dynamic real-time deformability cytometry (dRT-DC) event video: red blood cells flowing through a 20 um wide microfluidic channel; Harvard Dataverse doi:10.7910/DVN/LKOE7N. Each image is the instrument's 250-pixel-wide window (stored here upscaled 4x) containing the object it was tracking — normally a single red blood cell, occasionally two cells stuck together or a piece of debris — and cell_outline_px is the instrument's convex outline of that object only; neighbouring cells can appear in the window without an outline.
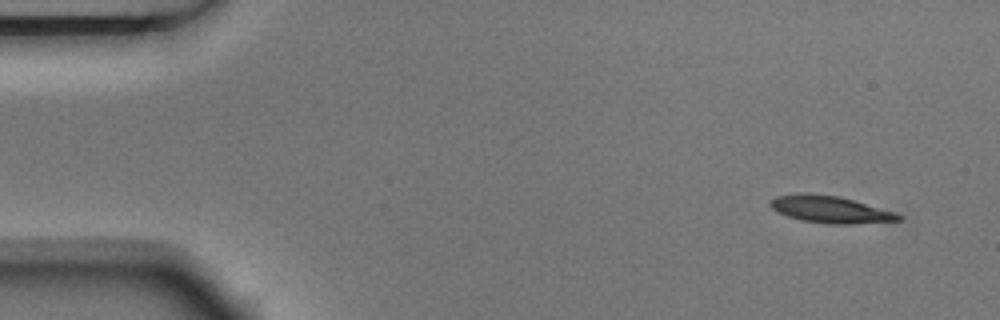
{"species": "Egyptian fruit bat (a non-hibernating species)", "species_latin": "Rousettus aegyptiacus", "temperature_condition": "room temperature", "stored_images_in_passage": 6, "camera_frame_rate_fps": 3000, "um_per_image_px": 0.085, "animal": {"sex": "male"}, "frame": {"image": 1, "passage_image": 1, "time_ms": 0.0, "image_size_px": [1000, 320], "cell_outline_px": [[900, 220], [852, 224], [828, 224], [804, 220], [788, 216], [772, 208], [768, 204], [776, 196], [804, 192], [840, 196], [896, 212], [900, 216]], "centroid_in_image_um": [70.57, 17.79], "position_along_channel_um": 14.4, "area_um2": 20.0}}
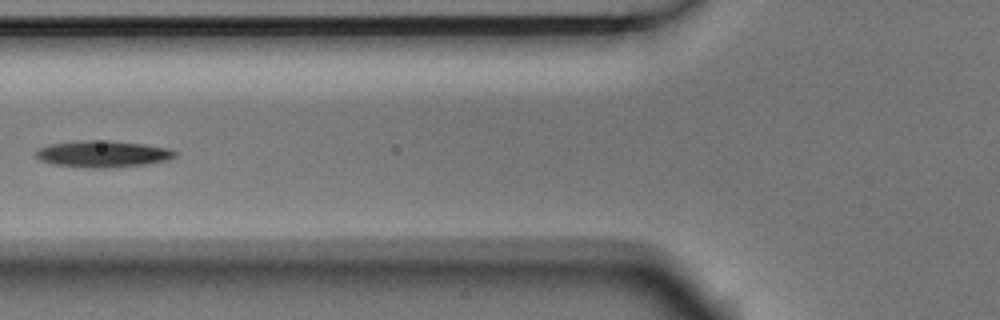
{"frame": {"image": 2, "passage_image": 5, "time_ms": 1.333, "image_size_px": [1000, 320], "cell_outline_px": [[180, 152], [176, 156], [168, 160], [148, 164], [108, 168], [88, 168], [56, 164], [40, 160], [36, 156], [36, 148], [48, 144], [80, 140], [108, 140], [144, 144], [168, 148]], "centroid_in_image_um": [8.76, 13.08], "position_along_channel_um": 117.0, "area_um2": 21.85}}
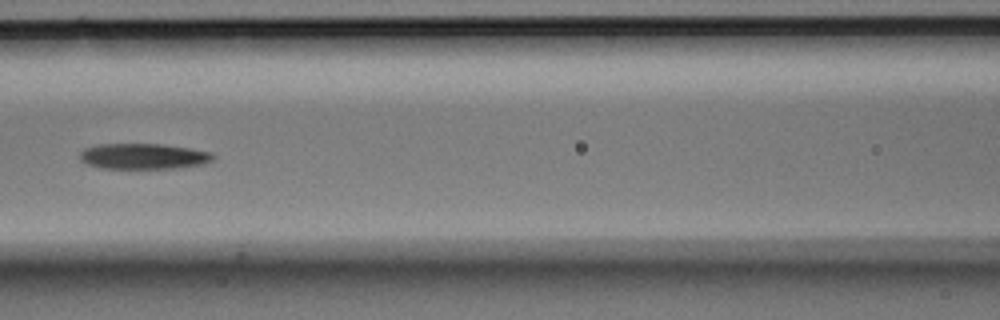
{"frame": {"image": 3, "passage_image": 6, "time_ms": 1.667, "image_size_px": [1000, 320], "cell_outline_px": [[216, 156], [212, 160], [200, 164], [176, 168], [100, 168], [88, 164], [80, 160], [80, 152], [84, 148], [96, 144], [164, 144], [192, 148], [212, 152]], "centroid_in_image_um": [12.19, 13.27], "position_along_channel_um": 154.4, "area_um2": 20.0}}